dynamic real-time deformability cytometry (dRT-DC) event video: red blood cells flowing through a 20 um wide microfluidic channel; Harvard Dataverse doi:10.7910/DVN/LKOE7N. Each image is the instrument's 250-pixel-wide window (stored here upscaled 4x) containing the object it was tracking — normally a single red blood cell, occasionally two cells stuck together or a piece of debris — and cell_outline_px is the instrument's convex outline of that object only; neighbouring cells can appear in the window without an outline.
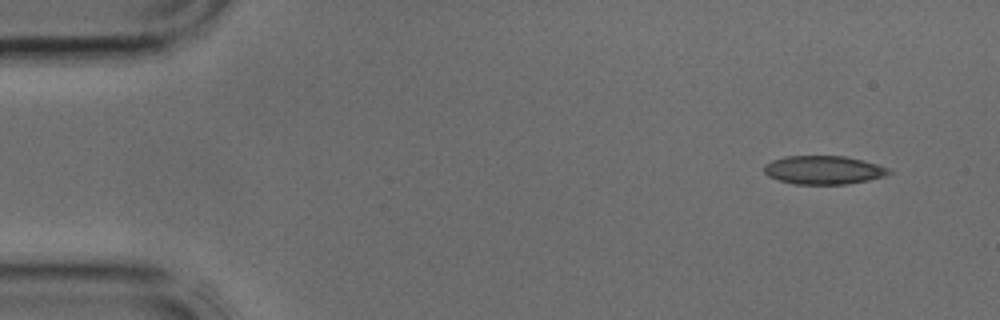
{"species": "common noctule bat (a hibernating species)", "species_latin": "Nyctalus noctula", "temperature_condition": "cold", "stored_images_in_passage": 3, "camera_frame_rate_fps": 3000, "um_per_image_px": 0.085, "animal": {"sex": "male", "body_mass_g": 17.9, "forearm_length_mm": 54.2}, "frame": {"image": 1, "passage_image": 1, "time_ms": 0.0, "image_size_px": [1000, 320], "cell_outline_px": [[892, 172], [884, 176], [868, 180], [844, 184], [796, 184], [780, 180], [768, 176], [764, 172], [764, 164], [772, 160], [784, 156], [844, 156], [864, 160], [888, 168]], "centroid_in_image_um": [69.98, 14.44], "position_along_channel_um": 15.0, "area_um2": 20.63}}
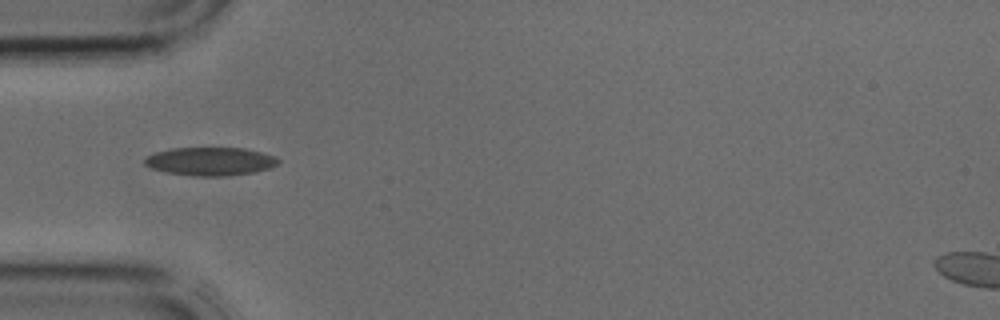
{"frame": {"image": 2, "passage_image": 3, "time_ms": 0.667, "image_size_px": [1000, 320], "cell_outline_px": [[280, 160], [276, 164], [268, 168], [256, 172], [224, 176], [192, 176], [168, 172], [152, 168], [144, 164], [144, 160], [148, 156], [156, 152], [172, 148], [244, 148], [276, 156]], "centroid_in_image_um": [17.89, 13.71], "position_along_channel_um": 67.1, "area_um2": 21.85}}